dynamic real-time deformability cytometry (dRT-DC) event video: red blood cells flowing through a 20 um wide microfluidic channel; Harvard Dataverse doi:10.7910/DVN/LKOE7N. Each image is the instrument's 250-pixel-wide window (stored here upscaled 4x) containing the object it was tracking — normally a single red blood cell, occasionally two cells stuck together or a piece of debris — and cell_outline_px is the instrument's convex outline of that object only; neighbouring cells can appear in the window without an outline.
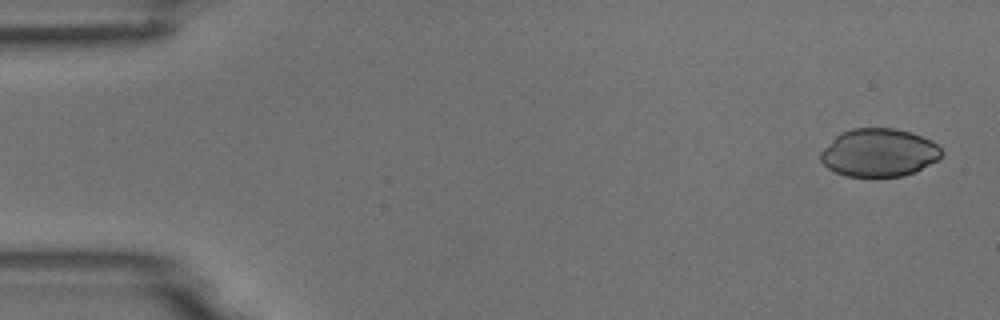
{"species": "common noctule bat (a hibernating species)", "species_latin": "Nyctalus noctula", "temperature_condition": "room temperature", "stored_images_in_passage": 4, "camera_frame_rate_fps": 3000, "um_per_image_px": 0.085, "animal": {"sex": "male", "body_mass_g": 18.8}, "frame": {"image": 1, "passage_image": 1, "time_ms": 0.0, "image_size_px": [1000, 320], "cell_outline_px": [[944, 152], [936, 160], [916, 172], [904, 176], [872, 180], [844, 176], [828, 168], [820, 160], [820, 152], [840, 132], [852, 128], [896, 128], [912, 132], [932, 140]], "centroid_in_image_um": [74.7, 13.02], "position_along_channel_um": 10.3, "area_um2": 34.8}}